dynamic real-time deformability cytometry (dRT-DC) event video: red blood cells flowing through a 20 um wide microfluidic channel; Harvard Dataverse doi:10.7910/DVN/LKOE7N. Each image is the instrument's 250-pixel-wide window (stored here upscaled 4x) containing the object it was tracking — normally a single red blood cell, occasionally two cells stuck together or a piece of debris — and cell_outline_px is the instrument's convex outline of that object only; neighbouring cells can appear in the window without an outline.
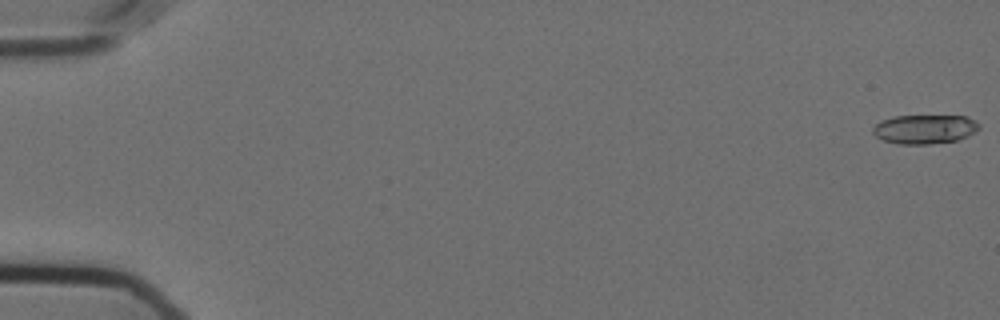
{"species": "Egyptian fruit bat (a non-hibernating species)", "species_latin": "Rousettus aegyptiacus", "temperature_condition": "cold", "stored_images_in_passage": 54, "camera_frame_rate_fps": 3000, "um_per_image_px": 0.085, "animal": {"sex": "female"}, "frame": {"image": 1, "passage_image": 1, "time_ms": 0.0, "image_size_px": [1000, 320], "cell_outline_px": [[980, 128], [976, 132], [968, 136], [956, 140], [928, 144], [900, 144], [884, 140], [876, 136], [872, 132], [872, 128], [880, 120], [892, 116], [968, 116], [976, 120], [980, 124]], "centroid_in_image_um": [78.62, 10.97], "position_along_channel_um": 6.4, "area_um2": 18.15}}
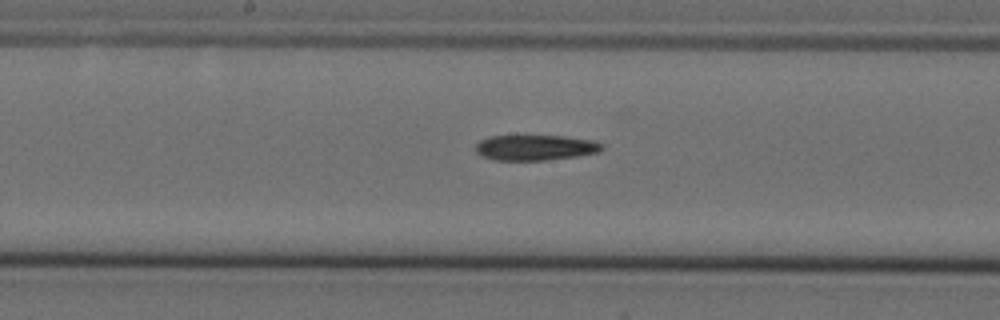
{"frame": {"image": 2, "passage_image": 31, "time_ms": 10.0, "image_size_px": [1000, 320], "cell_outline_px": [[604, 148], [600, 152], [576, 156], [544, 160], [492, 160], [480, 156], [476, 152], [476, 144], [480, 140], [488, 136], [564, 136], [596, 140], [604, 144]], "centroid_in_image_um": [45.52, 12.54], "position_along_channel_um": 202.7, "area_um2": 18.96}}
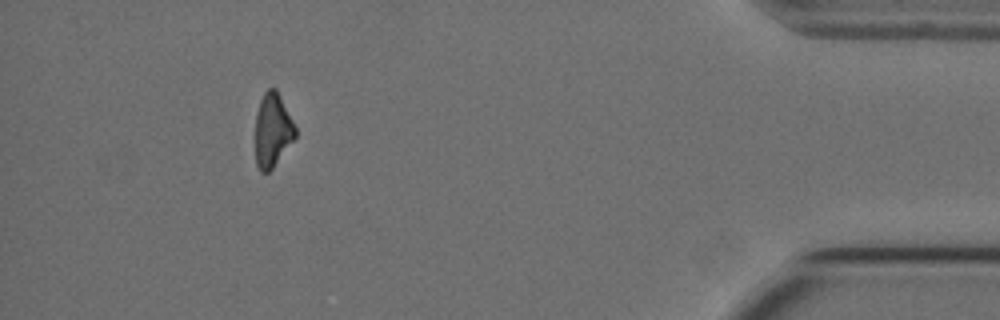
{"frame": {"image": 3, "passage_image": 53, "time_ms": 17.333, "image_size_px": [1000, 320], "cell_outline_px": [[296, 136], [272, 168], [268, 172], [260, 172], [256, 164], [256, 112], [260, 100], [264, 92], [268, 88], [276, 88], [296, 128]], "centroid_in_image_um": [23.15, 11.05], "position_along_channel_um": 412.0, "area_um2": 16.94}}